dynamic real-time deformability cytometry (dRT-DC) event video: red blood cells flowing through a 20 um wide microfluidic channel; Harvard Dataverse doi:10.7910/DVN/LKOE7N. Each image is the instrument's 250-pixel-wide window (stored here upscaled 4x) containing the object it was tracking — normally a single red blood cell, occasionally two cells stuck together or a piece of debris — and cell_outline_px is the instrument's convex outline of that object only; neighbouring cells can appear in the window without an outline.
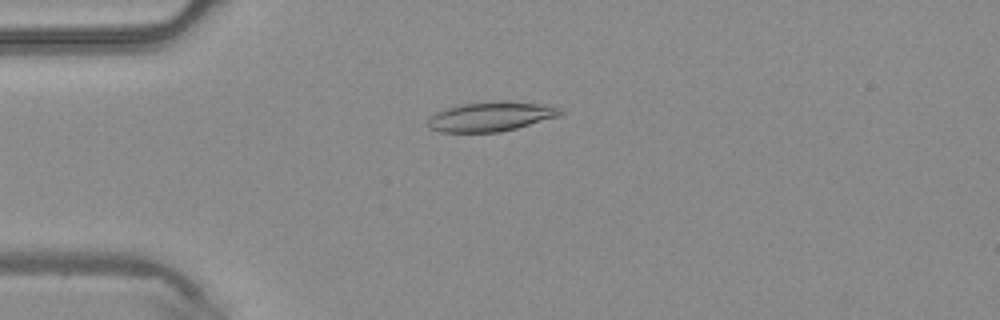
{"species": "common noctule bat (a hibernating species)", "species_latin": "Nyctalus noctula", "temperature_condition": "warm", "stored_images_in_passage": 4, "camera_frame_rate_fps": 3000, "um_per_image_px": 0.085, "animal": {"sex": "male", "body_mass_g": 20.4}, "frame": {"image": 1, "passage_image": 4, "time_ms": 1.0, "image_size_px": [1000, 320], "cell_outline_px": [[564, 112], [560, 116], [516, 128], [500, 132], [440, 132], [428, 128], [428, 120], [436, 112], [460, 104], [500, 100], [536, 104], [564, 108]], "centroid_in_image_um": [41.73, 9.91], "position_along_channel_um": 43.3, "area_um2": 22.72}}